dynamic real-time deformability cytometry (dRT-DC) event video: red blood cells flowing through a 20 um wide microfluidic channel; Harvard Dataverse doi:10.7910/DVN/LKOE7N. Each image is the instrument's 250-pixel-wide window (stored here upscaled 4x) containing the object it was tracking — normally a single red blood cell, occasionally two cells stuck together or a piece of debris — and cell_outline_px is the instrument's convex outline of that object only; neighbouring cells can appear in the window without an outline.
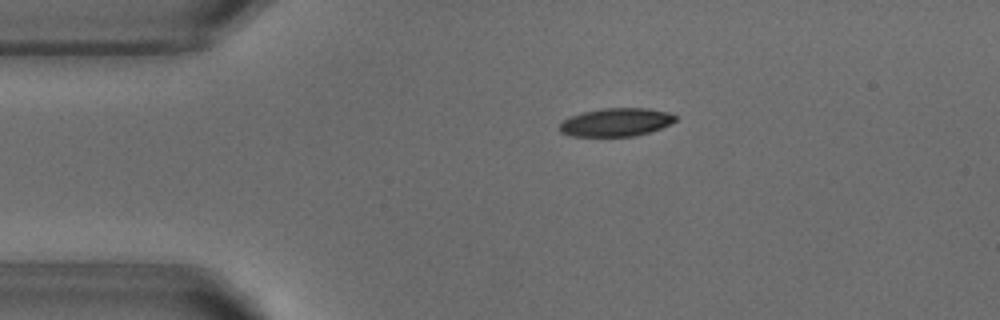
{"species": "common noctule bat (a hibernating species)", "species_latin": "Nyctalus noctula", "temperature_condition": "warm", "stored_images_in_passage": 46, "camera_frame_rate_fps": 3000, "um_per_image_px": 0.085, "animal": {"sex": "male", "body_mass_g": 18.8}, "frame": {"image": 1, "passage_image": 4, "time_ms": 1.0, "image_size_px": [1000, 320], "cell_outline_px": [[676, 120], [660, 128], [636, 136], [572, 136], [560, 132], [560, 124], [568, 116], [584, 112], [604, 108], [648, 108], [668, 112], [676, 116]], "centroid_in_image_um": [52.35, 10.38], "position_along_channel_um": 32.7, "area_um2": 18.9}}
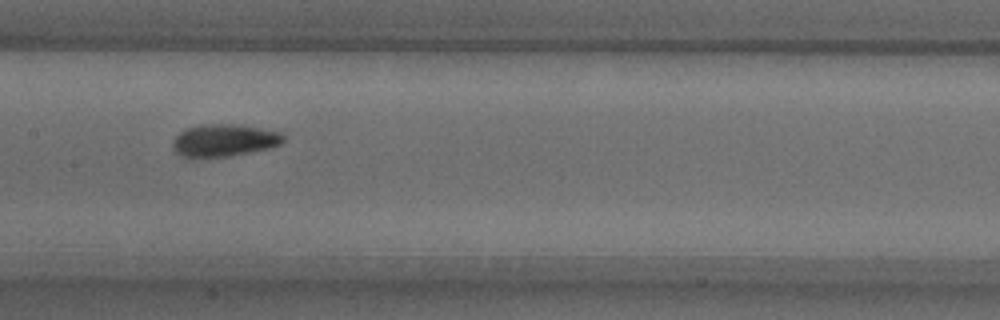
{"frame": {"image": 2, "passage_image": 19, "time_ms": 6.0, "image_size_px": [1000, 320], "cell_outline_px": [[284, 140], [280, 144], [268, 148], [228, 156], [192, 160], [188, 160], [180, 156], [172, 148], [172, 140], [184, 128], [200, 124], [240, 124], [280, 132], [284, 136]], "centroid_in_image_um": [18.95, 11.95], "position_along_channel_um": 188.5, "area_um2": 21.44}}
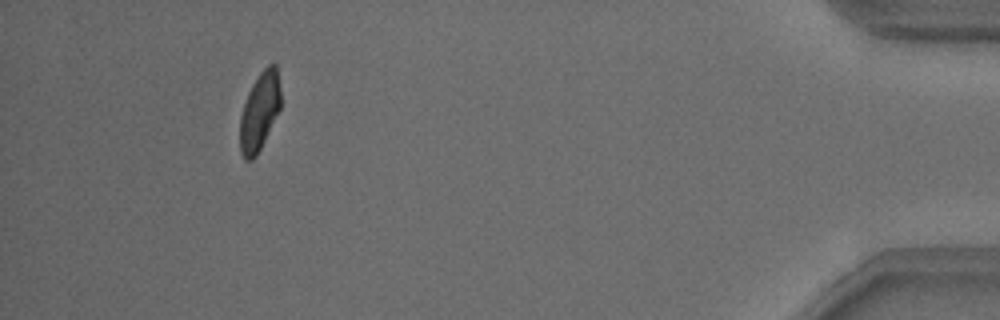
{"frame": {"image": 3, "passage_image": 42, "time_ms": 13.667, "image_size_px": [1000, 320], "cell_outline_px": [[280, 108], [256, 156], [252, 160], [244, 160], [240, 152], [240, 116], [248, 92], [252, 84], [260, 72], [268, 64], [276, 64], [280, 88]], "centroid_in_image_um": [22.05, 9.47], "position_along_channel_um": 413.2, "area_um2": 18.32}, "authors_computed_cell_mechanics": {"area_um2": 19.8543, "velocity_mm_per_s": 3.8276, "shape_relaxation_time_tau1_ms": 3.3145, "shape_relaxation_time_tau2_ms": 1.7714, "deformation_change_tau1": 0.1339, "deformation_change_tau2": 0.0752}}